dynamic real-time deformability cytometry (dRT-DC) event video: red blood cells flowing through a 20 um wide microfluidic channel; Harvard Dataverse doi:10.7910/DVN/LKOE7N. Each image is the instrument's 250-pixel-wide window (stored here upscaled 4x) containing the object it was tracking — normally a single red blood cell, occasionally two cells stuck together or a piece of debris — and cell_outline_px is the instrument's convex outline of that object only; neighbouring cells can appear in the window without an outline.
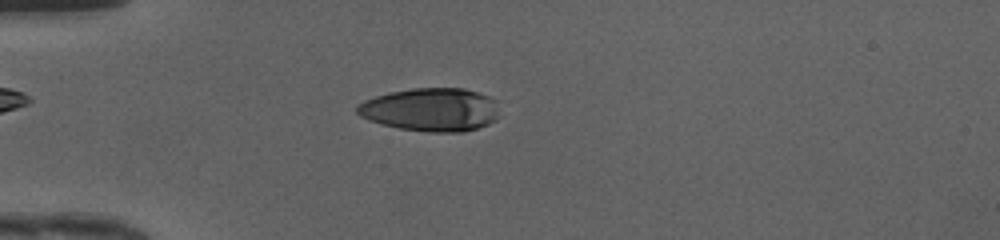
{"species": "human", "species_latin": "Homo sapiens", "temperature_condition": "cold", "stored_images_in_passage": 40, "camera_frame_rate_fps": 3000, "um_per_image_px": 0.085, "donor": {"sex": "female"}, "frame": {"image": 1, "passage_image": 5, "time_ms": 1.333, "image_size_px": [1000, 240], "cell_outline_px": [[496, 120], [488, 124], [464, 132], [428, 132], [400, 128], [380, 124], [368, 120], [360, 116], [356, 112], [356, 104], [364, 100], [388, 92], [412, 88], [464, 88], [488, 96], [496, 100]], "centroid_in_image_um": [36.58, 9.32], "position_along_channel_um": 48.4, "area_um2": 35.95}}
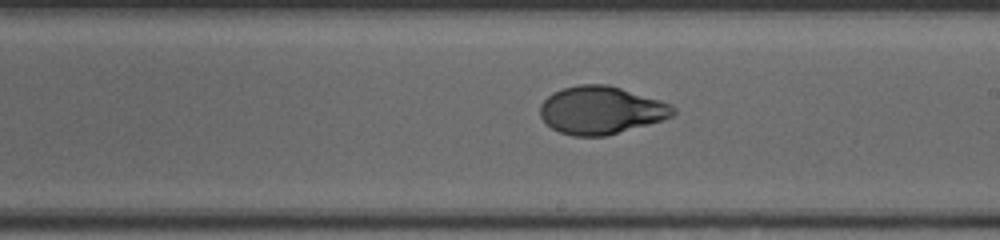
{"frame": {"image": 2, "passage_image": 20, "time_ms": 6.333, "image_size_px": [1000, 240], "cell_outline_px": [[676, 112], [672, 116], [648, 124], [604, 136], [572, 136], [560, 132], [552, 128], [540, 116], [540, 104], [552, 92], [564, 88], [580, 84], [608, 84], [660, 100], [672, 104], [676, 108]], "centroid_in_image_um": [51.08, 9.36], "position_along_channel_um": 237.9, "area_um2": 36.88}}
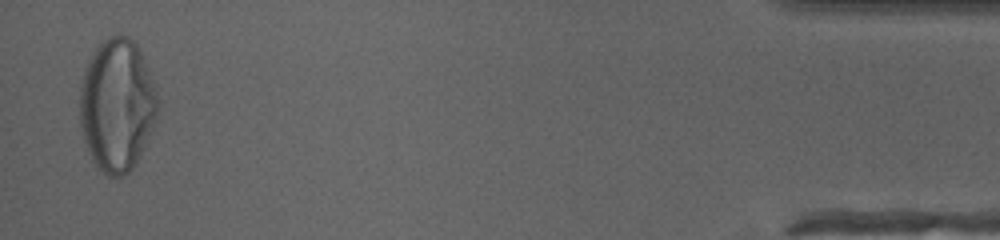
{"frame": {"image": 3, "passage_image": 39, "time_ms": 12.667, "image_size_px": [1000, 240], "cell_outline_px": [[160, 108], [152, 128], [140, 156], [136, 164], [124, 176], [108, 176], [96, 168], [92, 160], [84, 140], [80, 124], [80, 84], [84, 68], [92, 52], [100, 40], [108, 36], [128, 36], [136, 44], [156, 84]], "centroid_in_image_um": [9.95, 8.93], "position_along_channel_um": 425.3, "area_um2": 60.92}, "authors_computed_cell_mechanics": {"area_um2": 37.3677, "velocity_mm_per_s": 4.2088, "shape_relaxation_time_tau1_ms": 5.1231, "shape_relaxation_time_tau2_ms": 0.8342, "deformation_change_tau1": 0.2375, "deformation_change_tau2": 0.046}}